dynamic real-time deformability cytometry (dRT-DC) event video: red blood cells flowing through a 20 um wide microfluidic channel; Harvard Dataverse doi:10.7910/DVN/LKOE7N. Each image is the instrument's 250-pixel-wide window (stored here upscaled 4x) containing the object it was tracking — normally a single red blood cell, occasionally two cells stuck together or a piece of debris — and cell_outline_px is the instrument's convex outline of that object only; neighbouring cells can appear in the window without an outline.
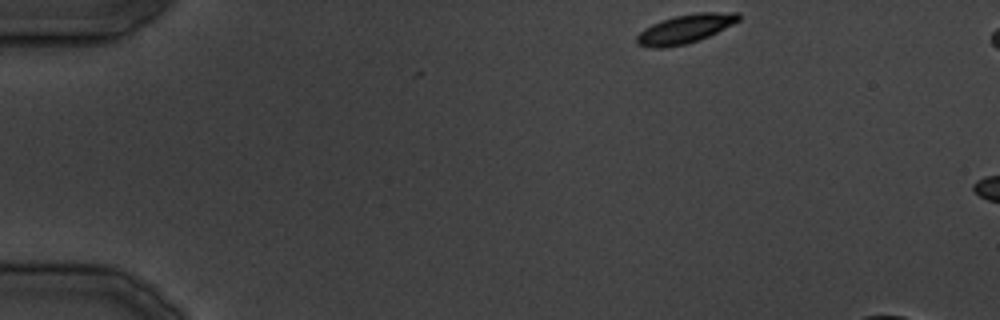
{"species": "common noctule bat (a hibernating species)", "species_latin": "Nyctalus noctula", "temperature_condition": "cold", "stored_images_in_passage": 4, "camera_frame_rate_fps": 3000, "um_per_image_px": 0.085, "animal": {"sex": "male", "body_mass_g": 19.5, "forearm_length_mm": 54.6}, "frame": {"image": 1, "passage_image": 1, "time_ms": 0.0, "image_size_px": [1000, 320], "cell_outline_px": [[740, 20], [708, 36], [684, 44], [664, 48], [652, 48], [640, 44], [636, 40], [636, 36], [644, 28], [652, 24], [676, 16], [700, 12], [740, 12]], "centroid_in_image_um": [58.25, 2.44], "position_along_channel_um": 26.7, "area_um2": 16.7}}